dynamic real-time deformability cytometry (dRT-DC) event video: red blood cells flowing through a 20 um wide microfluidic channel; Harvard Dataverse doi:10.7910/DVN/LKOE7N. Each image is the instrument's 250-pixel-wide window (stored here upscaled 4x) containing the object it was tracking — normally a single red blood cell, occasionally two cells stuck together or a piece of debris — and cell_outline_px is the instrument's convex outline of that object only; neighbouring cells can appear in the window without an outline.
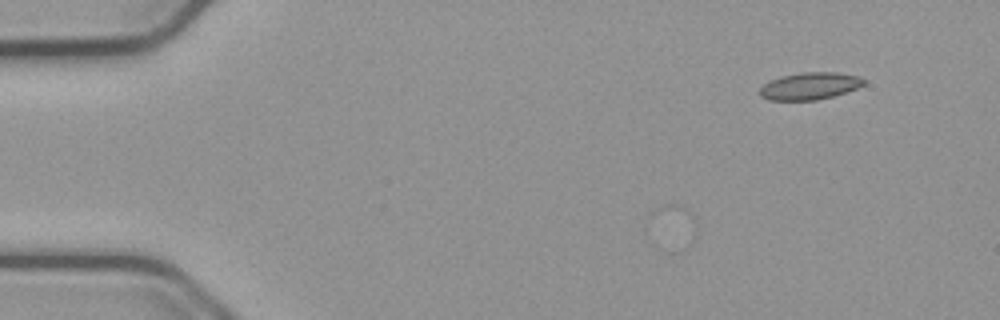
{"species": "common noctule bat (a hibernating species)", "species_latin": "Nyctalus noctula", "temperature_condition": "cold", "stored_images_in_passage": 12, "camera_frame_rate_fps": 3000, "um_per_image_px": 0.085, "animal": {"sex": "male", "body_mass_g": 23.1, "forearm_length_mm": 52.7}, "frame": {"image": 1, "passage_image": 12, "time_ms": 3.667, "image_size_px": [1000, 320], "cell_outline_px": [[864, 84], [856, 88], [832, 96], [816, 100], [768, 100], [760, 96], [760, 88], [764, 84], [780, 76], [800, 72], [836, 72], [860, 76], [864, 80]], "centroid_in_image_um": [68.81, 7.3], "position_along_channel_um": 16.2, "area_um2": 16.36}}